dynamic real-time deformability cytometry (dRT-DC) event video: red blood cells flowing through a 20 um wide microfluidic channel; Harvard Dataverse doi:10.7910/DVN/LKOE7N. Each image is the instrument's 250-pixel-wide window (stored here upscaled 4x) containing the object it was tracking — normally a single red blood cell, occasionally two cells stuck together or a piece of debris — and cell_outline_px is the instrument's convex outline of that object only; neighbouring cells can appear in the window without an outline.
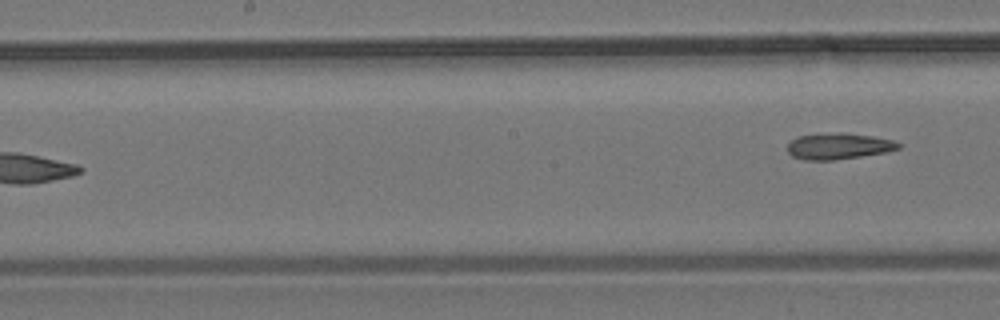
{"species": "common noctule bat (a hibernating species)", "species_latin": "Nyctalus noctula", "temperature_condition": "room temperature", "stored_images_in_passage": 8, "segment_of_instrument_passage": [2, 2], "camera_frame_rate_fps": 3000, "um_per_image_px": 0.085, "animal": {"sex": "male", "body_mass_g": 19.2, "forearm_length_mm": 51.8}, "frame": {"image": 1, "passage_image": 8, "time_ms": 9.333, "image_size_px": [1000, 320], "cell_outline_px": [[900, 148], [888, 152], [836, 160], [804, 160], [792, 156], [788, 152], [788, 144], [792, 140], [800, 136], [832, 132], [840, 132], [872, 136], [892, 140], [900, 144]], "centroid_in_image_um": [71.29, 12.43], "position_along_channel_um": 176.9, "area_um2": 16.94}}